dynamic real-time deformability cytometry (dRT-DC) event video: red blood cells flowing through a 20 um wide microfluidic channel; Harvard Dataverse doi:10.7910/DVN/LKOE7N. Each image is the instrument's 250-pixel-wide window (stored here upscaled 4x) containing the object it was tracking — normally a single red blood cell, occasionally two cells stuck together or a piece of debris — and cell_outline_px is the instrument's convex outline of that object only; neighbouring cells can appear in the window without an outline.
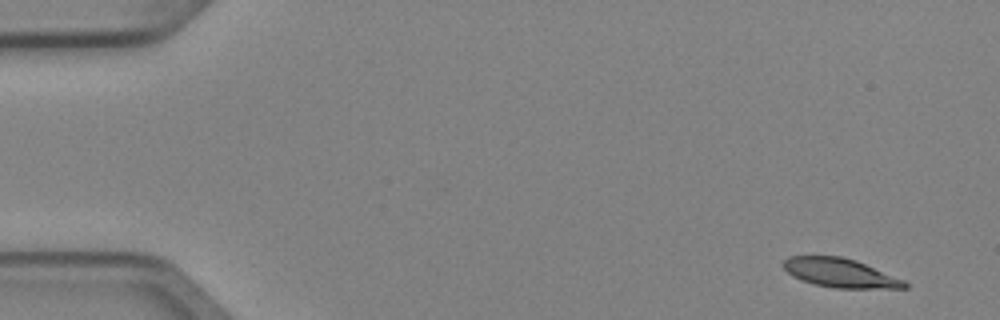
{"species": "Egyptian fruit bat (a non-hibernating species)", "species_latin": "Rousettus aegyptiacus", "temperature_condition": "cold", "stored_images_in_passage": 4, "camera_frame_rate_fps": 3000, "um_per_image_px": 0.085, "animal": {"sex": "female"}, "frame": {"image": 1, "passage_image": 1, "time_ms": 0.0, "image_size_px": [1000, 320], "cell_outline_px": [[908, 288], [836, 288], [816, 284], [792, 276], [780, 264], [788, 256], [840, 256], [856, 260], [904, 280], [908, 284]], "centroid_in_image_um": [71.4, 23.19], "position_along_channel_um": 13.6, "area_um2": 20.29}}